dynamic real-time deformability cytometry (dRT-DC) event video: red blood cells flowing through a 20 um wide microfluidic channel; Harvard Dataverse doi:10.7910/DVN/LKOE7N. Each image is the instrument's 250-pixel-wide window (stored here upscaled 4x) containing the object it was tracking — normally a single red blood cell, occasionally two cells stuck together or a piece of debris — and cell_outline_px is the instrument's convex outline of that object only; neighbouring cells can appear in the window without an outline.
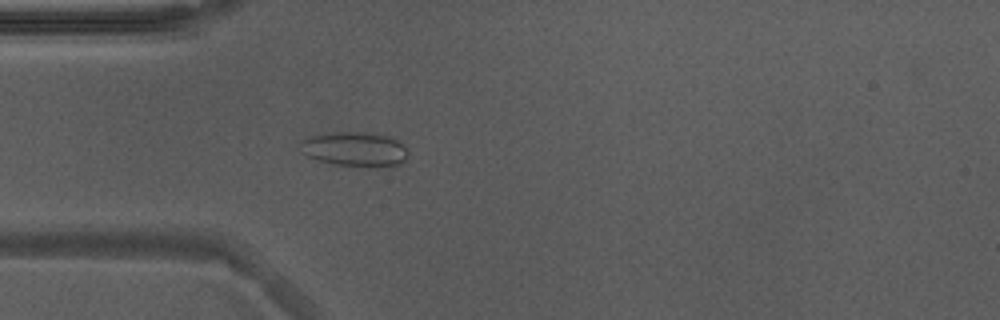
{"species": "Egyptian fruit bat (a non-hibernating species)", "species_latin": "Rousettus aegyptiacus", "temperature_condition": "warm", "stored_images_in_passage": 43, "camera_frame_rate_fps": 3000, "um_per_image_px": 0.085, "animal": {"sex": "male"}, "frame": {"image": 1, "passage_image": 6, "time_ms": 1.667, "image_size_px": [1000, 320], "cell_outline_px": [[408, 152], [404, 160], [400, 164], [372, 168], [364, 168], [336, 164], [320, 160], [308, 156], [300, 152], [300, 140], [324, 132], [364, 132], [392, 136]], "centroid_in_image_um": [30.13, 12.68], "position_along_channel_um": 54.9, "area_um2": 21.91}}
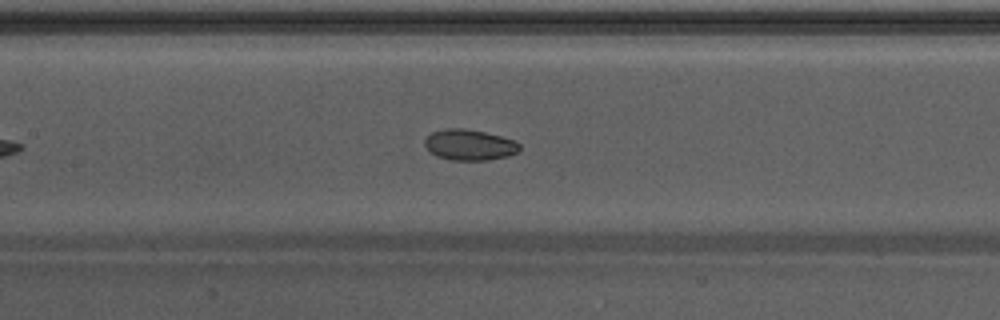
{"frame": {"image": 2, "passage_image": 15, "time_ms": 4.667, "image_size_px": [1000, 320], "cell_outline_px": [[520, 148], [516, 152], [508, 156], [488, 160], [452, 160], [436, 156], [424, 144], [424, 140], [432, 132], [444, 128], [464, 128], [484, 132], [516, 140], [520, 144]], "centroid_in_image_um": [39.91, 12.31], "position_along_channel_um": 167.5, "area_um2": 16.99}}
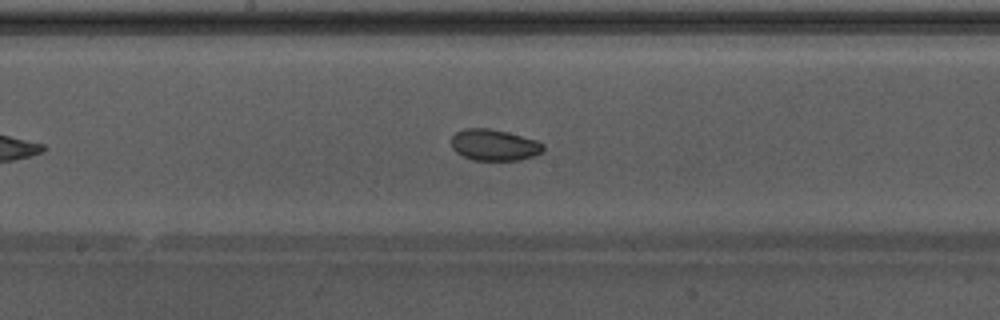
{"frame": {"image": 3, "passage_image": 18, "time_ms": 5.667, "image_size_px": [1000, 320], "cell_outline_px": [[544, 152], [532, 156], [516, 160], [472, 160], [456, 152], [452, 148], [452, 136], [456, 132], [464, 128], [488, 128], [508, 132], [536, 140], [544, 144]], "centroid_in_image_um": [42.01, 12.32], "position_along_channel_um": 206.2, "area_um2": 16.76}, "authors_computed_cell_mechanics": {"area_um2": 17.1666, "velocity_mm_per_s": 3.8896, "shape_relaxation_time_tau1_ms": 3.2241, "shape_relaxation_time_tau2_ms": 2.3797, "deformation_change_tau1": 0.0765, "deformation_change_tau2": 0.0558}}